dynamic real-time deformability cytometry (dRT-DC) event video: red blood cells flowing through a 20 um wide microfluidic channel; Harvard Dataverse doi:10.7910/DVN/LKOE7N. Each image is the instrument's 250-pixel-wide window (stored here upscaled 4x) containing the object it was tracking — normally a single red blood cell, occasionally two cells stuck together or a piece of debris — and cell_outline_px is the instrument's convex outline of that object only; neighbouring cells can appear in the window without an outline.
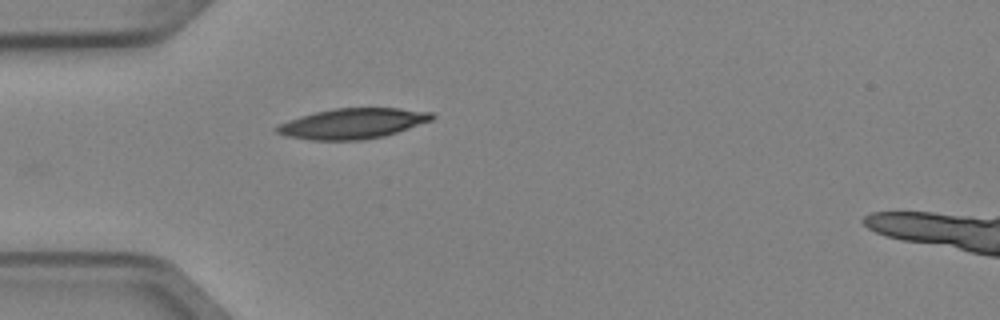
{"species": "Egyptian fruit bat (a non-hibernating species)", "species_latin": "Rousettus aegyptiacus", "temperature_condition": "cold", "stored_images_in_passage": 1, "camera_frame_rate_fps": 3000, "um_per_image_px": 0.085, "animal": {"sex": "female"}, "frame": {"image": 1, "passage_image": 1, "time_ms": 0.0, "image_size_px": [1000, 320], "cell_outline_px": [[436, 116], [432, 120], [384, 136], [364, 140], [312, 140], [288, 136], [276, 132], [276, 128], [280, 124], [288, 120], [300, 116], [316, 112], [336, 108], [400, 108], [432, 112]], "centroid_in_image_um": [30.0, 10.49], "position_along_channel_um": 55.0, "area_um2": 27.22}}